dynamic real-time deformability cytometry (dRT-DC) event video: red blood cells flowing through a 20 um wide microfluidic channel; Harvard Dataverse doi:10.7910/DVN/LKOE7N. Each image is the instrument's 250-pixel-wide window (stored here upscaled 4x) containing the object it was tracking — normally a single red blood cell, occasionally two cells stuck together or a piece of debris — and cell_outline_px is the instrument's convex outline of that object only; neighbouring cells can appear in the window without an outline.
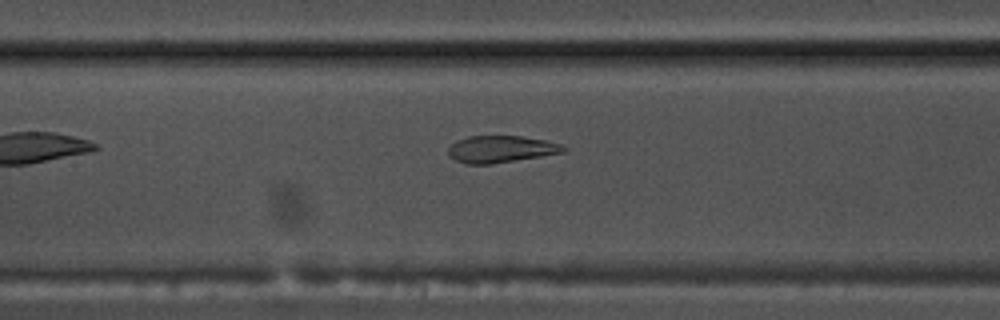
{"species": "common noctule bat (a hibernating species)", "species_latin": "Nyctalus noctula", "temperature_condition": "warm", "stored_images_in_passage": 37, "camera_frame_rate_fps": 3000, "um_per_image_px": 0.085, "animal": {"sex": "male", "body_mass_g": 17.5, "forearm_length_mm": 52.3}, "frame": {"image": 1, "passage_image": 8, "time_ms": 2.333, "image_size_px": [1000, 320], "cell_outline_px": [[568, 148], [564, 152], [492, 164], [464, 164], [448, 156], [448, 148], [452, 144], [468, 136], [520, 136], [544, 140], [560, 144]], "centroid_in_image_um": [42.56, 12.68], "position_along_channel_um": 164.8, "area_um2": 17.92}}
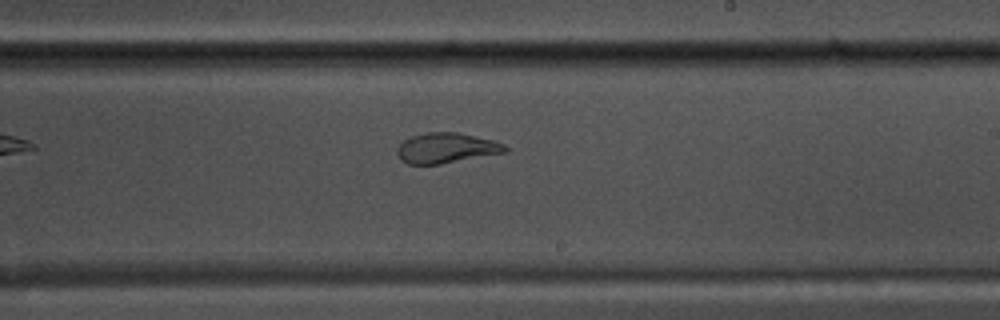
{"frame": {"image": 2, "passage_image": 15, "time_ms": 4.667, "image_size_px": [1000, 320], "cell_outline_px": [[508, 152], [440, 164], [408, 164], [400, 160], [396, 152], [396, 148], [404, 140], [412, 136], [428, 132], [456, 132], [492, 140], [504, 144], [508, 148]], "centroid_in_image_um": [37.92, 12.59], "position_along_channel_um": 251.1, "area_um2": 19.02}}
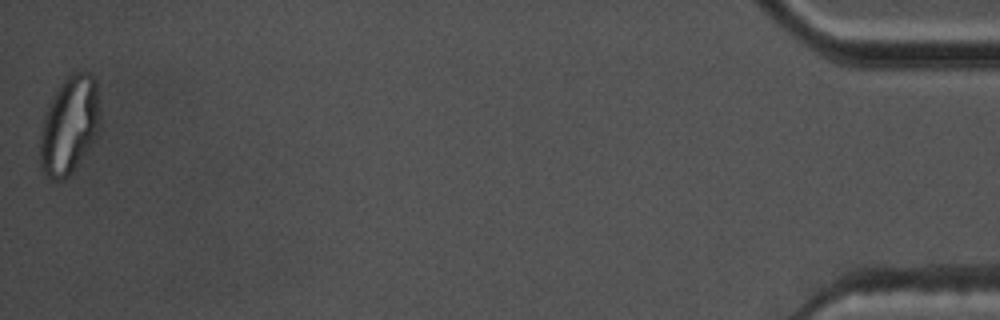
{"frame": {"image": 3, "passage_image": 37, "time_ms": 12.0, "image_size_px": [1000, 320], "cell_outline_px": [[100, 128], [96, 140], [72, 172], [64, 180], [52, 180], [44, 172], [40, 164], [40, 132], [44, 112], [48, 104], [72, 68], [88, 72], [96, 80], [100, 124]], "centroid_in_image_um": [5.91, 10.63], "position_along_channel_um": 429.3, "area_um2": 34.74}}